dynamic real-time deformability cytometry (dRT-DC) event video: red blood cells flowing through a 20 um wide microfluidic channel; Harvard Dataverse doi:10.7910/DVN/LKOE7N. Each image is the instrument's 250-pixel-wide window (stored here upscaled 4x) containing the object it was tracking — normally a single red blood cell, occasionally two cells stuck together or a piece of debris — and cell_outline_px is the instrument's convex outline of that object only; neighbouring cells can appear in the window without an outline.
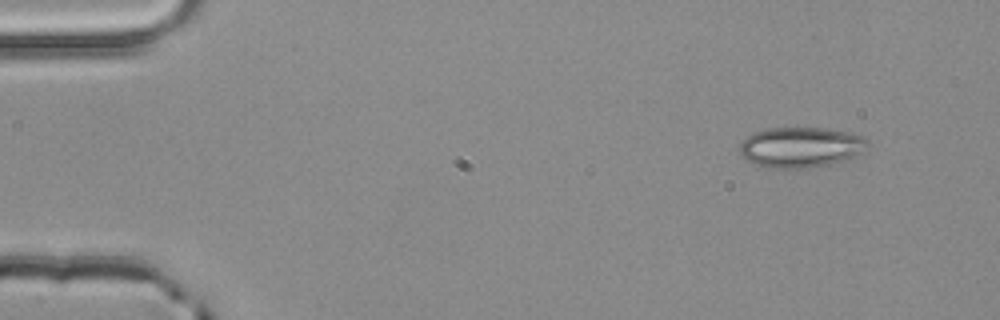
{"species": "common noctule bat (a hibernating species)", "species_latin": "Nyctalus noctula", "temperature_condition": "room temperature", "stored_images_in_passage": 3, "camera_frame_rate_fps": 3000, "um_per_image_px": 0.085, "animal": {"sex": "male", "body_mass_g": 20.4}, "frame": {"image": 1, "passage_image": 1, "time_ms": 0.0, "image_size_px": [1000, 320], "cell_outline_px": [[872, 144], [868, 152], [852, 160], [808, 168], [768, 168], [756, 164], [740, 156], [740, 144], [752, 132], [768, 128], [824, 128], [852, 132], [864, 136]], "centroid_in_image_um": [68.21, 12.52], "position_along_channel_um": 16.8, "area_um2": 31.1}}